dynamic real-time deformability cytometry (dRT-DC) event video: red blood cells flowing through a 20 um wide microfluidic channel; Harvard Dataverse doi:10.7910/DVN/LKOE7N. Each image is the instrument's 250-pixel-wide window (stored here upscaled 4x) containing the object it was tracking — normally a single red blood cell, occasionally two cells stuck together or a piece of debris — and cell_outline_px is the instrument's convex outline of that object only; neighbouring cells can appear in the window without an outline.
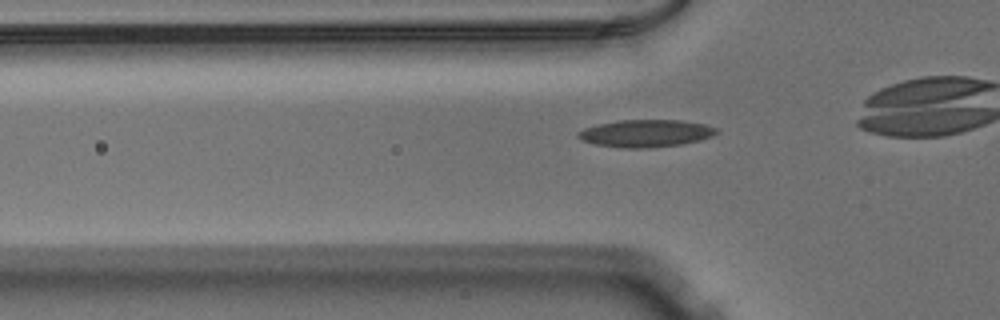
{"species": "Egyptian fruit bat (a non-hibernating species)", "species_latin": "Rousettus aegyptiacus", "temperature_condition": "warm", "stored_images_in_passage": 34, "camera_frame_rate_fps": 3000, "um_per_image_px": 0.085, "animal": {"sex": "male"}, "frame": {"image": 1, "passage_image": 10, "time_ms": 3.0, "image_size_px": [1000, 320], "cell_outline_px": [[720, 132], [712, 136], [700, 140], [680, 144], [648, 148], [624, 148], [596, 144], [584, 140], [576, 136], [576, 132], [584, 128], [616, 120], [680, 120], [704, 124], [716, 128]], "centroid_in_image_um": [54.9, 11.33], "position_along_channel_um": 70.9, "area_um2": 21.96}}
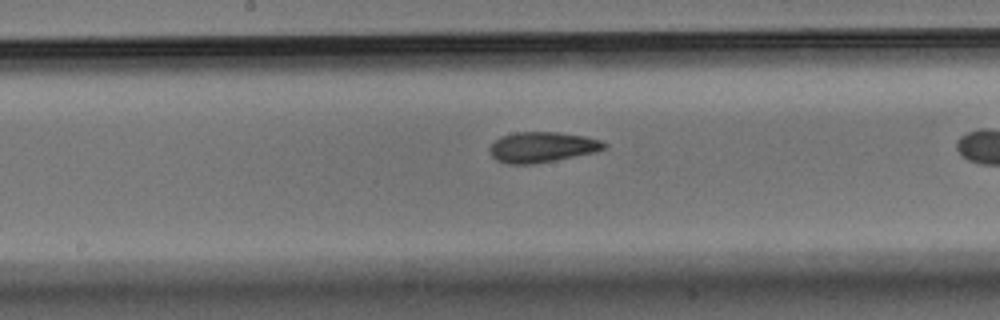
{"frame": {"image": 2, "passage_image": 20, "time_ms": 6.333, "image_size_px": [1000, 320], "cell_outline_px": [[608, 148], [596, 152], [556, 160], [532, 164], [508, 164], [496, 160], [492, 156], [488, 148], [500, 136], [516, 132], [556, 132], [584, 136], [600, 140], [608, 144]], "centroid_in_image_um": [46.09, 12.51], "position_along_channel_um": 202.1, "area_um2": 20.4}}
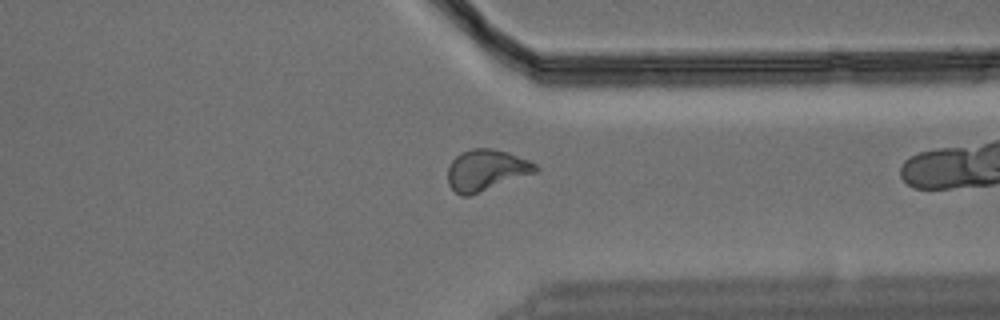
{"frame": {"image": 3, "passage_image": 33, "time_ms": 10.667, "image_size_px": [1000, 320], "cell_outline_px": [[540, 168], [536, 172], [468, 196], [460, 196], [448, 184], [448, 164], [460, 152], [472, 148], [492, 148], [508, 152], [528, 160], [536, 164]], "centroid_in_image_um": [41.3, 14.44], "position_along_channel_um": 370.1, "area_um2": 20.98}}